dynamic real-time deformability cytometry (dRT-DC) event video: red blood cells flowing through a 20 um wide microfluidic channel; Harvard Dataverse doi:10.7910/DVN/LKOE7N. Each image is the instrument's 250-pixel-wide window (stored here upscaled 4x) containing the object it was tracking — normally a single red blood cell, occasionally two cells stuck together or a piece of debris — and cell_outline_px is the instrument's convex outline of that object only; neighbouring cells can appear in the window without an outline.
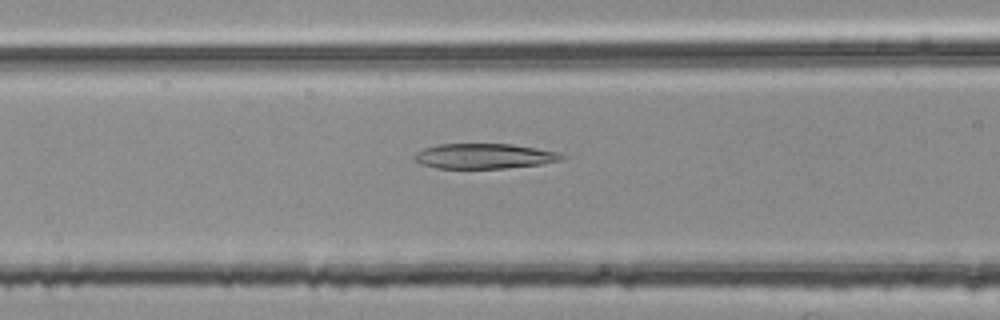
{"species": "common noctule bat (a hibernating species)", "species_latin": "Nyctalus noctula", "temperature_condition": "room temperature", "stored_images_in_passage": 53, "segment_of_instrument_passage": [2, 2], "camera_frame_rate_fps": 3000, "um_per_image_px": 0.085, "animal": {"sex": "female", "body_mass_g": 25.1}, "frame": {"image": 1, "passage_image": 21, "time_ms": 6.667, "image_size_px": [1000, 320], "cell_outline_px": [[568, 156], [560, 160], [540, 164], [504, 168], [436, 168], [420, 164], [412, 156], [416, 152], [424, 148], [436, 144], [512, 144], [556, 152]], "centroid_in_image_um": [41.11, 13.27], "position_along_channel_um": 125.5, "area_um2": 21.44}}
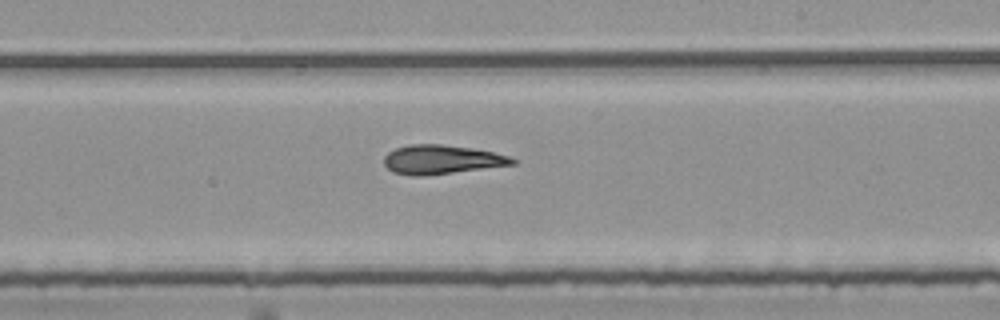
{"frame": {"image": 2, "passage_image": 31, "time_ms": 10.0, "image_size_px": [1000, 320], "cell_outline_px": [[516, 164], [424, 176], [412, 176], [392, 172], [384, 164], [384, 156], [388, 152], [396, 148], [408, 144], [440, 144], [472, 148], [492, 152], [508, 156], [516, 160]], "centroid_in_image_um": [37.5, 13.56], "position_along_channel_um": 251.5, "area_um2": 21.68}}
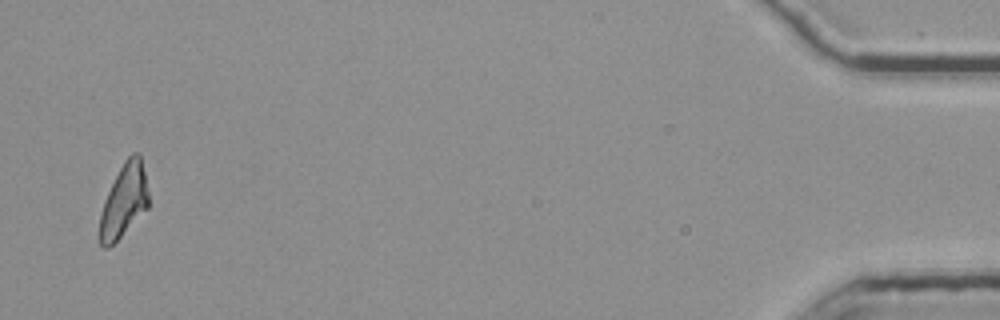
{"frame": {"image": 3, "passage_image": 52, "time_ms": 17.0, "image_size_px": [1000, 320], "cell_outline_px": [[148, 208], [108, 248], [104, 248], [96, 240], [100, 212], [104, 200], [124, 160], [132, 152], [140, 152], [148, 192]], "centroid_in_image_um": [10.49, 17.09], "position_along_channel_um": 424.7, "area_um2": 20.92}}